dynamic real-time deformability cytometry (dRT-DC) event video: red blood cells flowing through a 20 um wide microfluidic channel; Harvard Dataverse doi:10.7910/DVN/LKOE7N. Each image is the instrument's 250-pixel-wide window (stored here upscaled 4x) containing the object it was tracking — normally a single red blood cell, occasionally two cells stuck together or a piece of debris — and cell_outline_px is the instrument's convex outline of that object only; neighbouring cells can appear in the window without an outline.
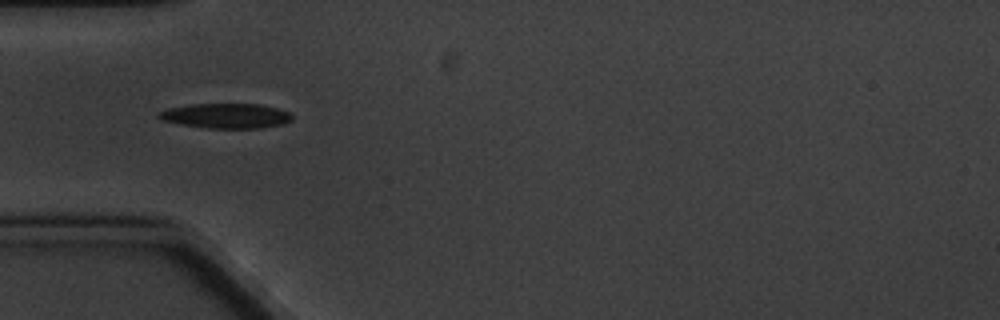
{"species": "common noctule bat (a hibernating species)", "species_latin": "Nyctalus noctula", "temperature_condition": "cold", "stored_images_in_passage": 8, "camera_frame_rate_fps": 3000, "um_per_image_px": 0.085, "animal": {"sex": "male", "body_mass_g": 20.1, "forearm_length_mm": 53.5}, "frame": {"image": 1, "passage_image": 4, "time_ms": 4.333, "image_size_px": [1000, 320], "cell_outline_px": [[292, 120], [284, 124], [260, 128], [208, 128], [180, 124], [164, 120], [156, 116], [160, 112], [168, 108], [192, 104], [256, 104], [276, 108], [292, 112]], "centroid_in_image_um": [19.26, 9.85], "position_along_channel_um": 65.7, "area_um2": 19.25}}
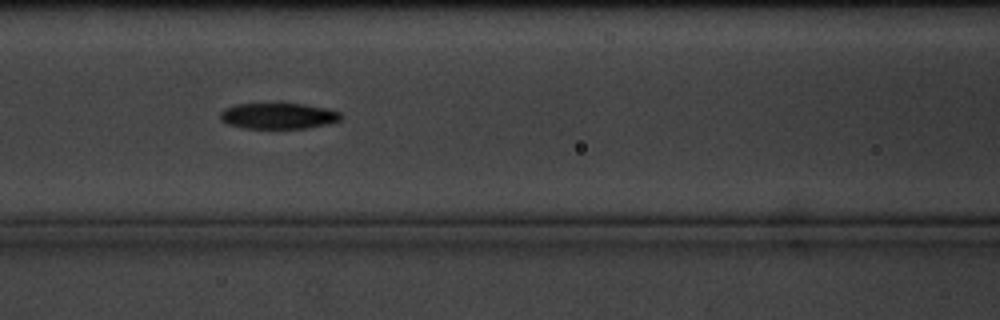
{"frame": {"image": 2, "passage_image": 6, "time_ms": 6.667, "image_size_px": [1000, 320], "cell_outline_px": [[340, 120], [328, 124], [304, 128], [244, 128], [228, 124], [220, 120], [220, 112], [224, 108], [236, 104], [280, 100], [304, 104], [324, 108], [340, 112]], "centroid_in_image_um": [23.59, 9.8], "position_along_channel_um": 143.0, "area_um2": 19.02}}